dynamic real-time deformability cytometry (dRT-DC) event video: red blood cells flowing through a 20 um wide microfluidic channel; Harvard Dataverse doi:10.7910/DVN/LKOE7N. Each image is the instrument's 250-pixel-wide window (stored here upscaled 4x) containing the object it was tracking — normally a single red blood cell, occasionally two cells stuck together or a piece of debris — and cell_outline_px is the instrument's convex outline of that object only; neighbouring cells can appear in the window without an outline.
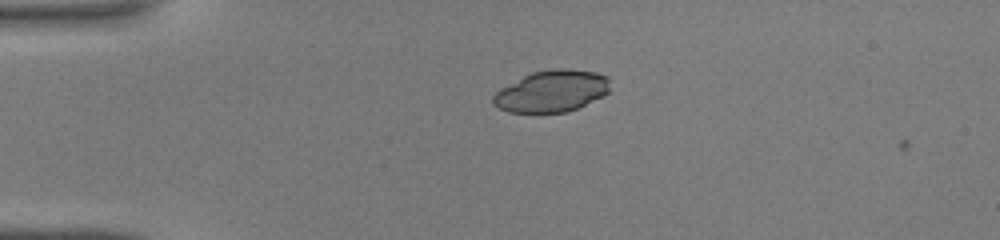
{"species": "common noctule bat (a hibernating species)", "species_latin": "Nyctalus noctula", "temperature_condition": "warm", "stored_images_in_passage": 5, "camera_frame_rate_fps": 3000, "um_per_image_px": 0.085, "animal": {"sex": "male", "body_mass_g": 19.0, "forearm_length_mm": 50.8}, "frame": {"image": 1, "passage_image": 3, "time_ms": 0.667, "image_size_px": [1000, 240], "cell_outline_px": [[608, 92], [604, 96], [576, 108], [564, 112], [508, 112], [492, 104], [492, 96], [500, 88], [532, 72], [556, 68], [564, 68], [596, 72], [608, 76]], "centroid_in_image_um": [46.88, 7.74], "position_along_channel_um": 38.1, "area_um2": 28.21}}